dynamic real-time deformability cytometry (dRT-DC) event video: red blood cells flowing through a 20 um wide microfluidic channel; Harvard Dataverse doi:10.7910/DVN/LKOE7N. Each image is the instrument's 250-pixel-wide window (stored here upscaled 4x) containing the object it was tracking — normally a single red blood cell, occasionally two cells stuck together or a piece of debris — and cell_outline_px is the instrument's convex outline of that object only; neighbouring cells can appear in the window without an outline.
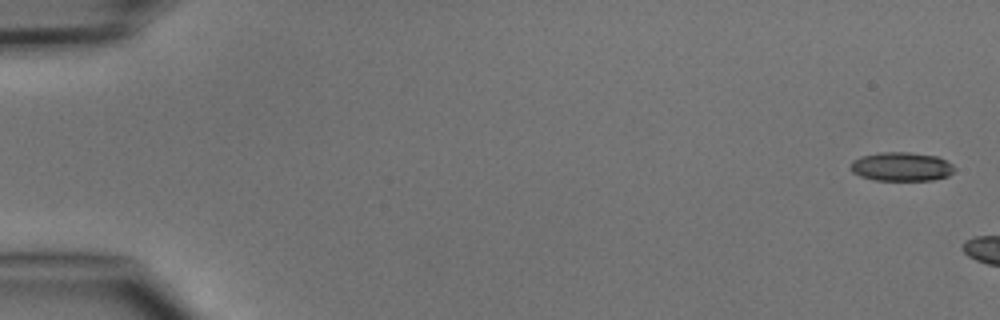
{"species": "common noctule bat (a hibernating species)", "species_latin": "Nyctalus noctula", "temperature_condition": "cold", "stored_images_in_passage": 3, "camera_frame_rate_fps": 3000, "um_per_image_px": 0.085, "animal": {"sex": "male", "body_mass_g": 15.6}, "frame": {"image": 1, "passage_image": 1, "time_ms": 0.0, "image_size_px": [1000, 320], "cell_outline_px": [[956, 168], [948, 176], [932, 180], [872, 180], [860, 176], [852, 172], [848, 168], [852, 160], [860, 156], [880, 152], [908, 152], [936, 156], [952, 164]], "centroid_in_image_um": [76.57, 14.16], "position_along_channel_um": 8.4, "area_um2": 17.63}}